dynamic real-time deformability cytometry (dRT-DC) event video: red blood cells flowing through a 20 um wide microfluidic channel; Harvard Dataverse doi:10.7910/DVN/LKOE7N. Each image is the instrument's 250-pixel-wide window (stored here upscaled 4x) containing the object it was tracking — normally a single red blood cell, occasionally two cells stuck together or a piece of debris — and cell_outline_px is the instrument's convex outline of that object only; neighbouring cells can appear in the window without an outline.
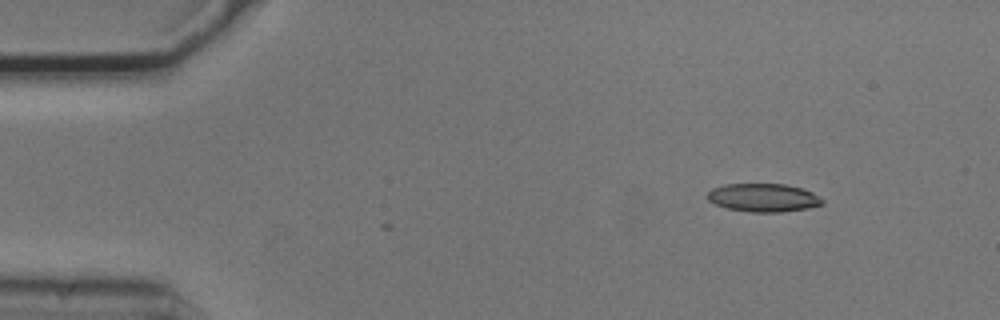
{"species": "common noctule bat (a hibernating species)", "species_latin": "Nyctalus noctula", "temperature_condition": "cold", "stored_images_in_passage": 3, "camera_frame_rate_fps": 3000, "um_per_image_px": 0.085, "animal": {"sex": "male", "body_mass_g": 20.5, "forearm_length_mm": 52.5}, "frame": {"image": 1, "passage_image": 1, "time_ms": 0.0, "image_size_px": [1000, 320], "cell_outline_px": [[824, 204], [808, 208], [780, 212], [752, 212], [728, 208], [716, 204], [708, 200], [708, 192], [712, 188], [724, 184], [784, 184], [800, 188], [812, 192], [824, 200]], "centroid_in_image_um": [64.89, 16.8], "position_along_channel_um": 20.1, "area_um2": 18.79}}